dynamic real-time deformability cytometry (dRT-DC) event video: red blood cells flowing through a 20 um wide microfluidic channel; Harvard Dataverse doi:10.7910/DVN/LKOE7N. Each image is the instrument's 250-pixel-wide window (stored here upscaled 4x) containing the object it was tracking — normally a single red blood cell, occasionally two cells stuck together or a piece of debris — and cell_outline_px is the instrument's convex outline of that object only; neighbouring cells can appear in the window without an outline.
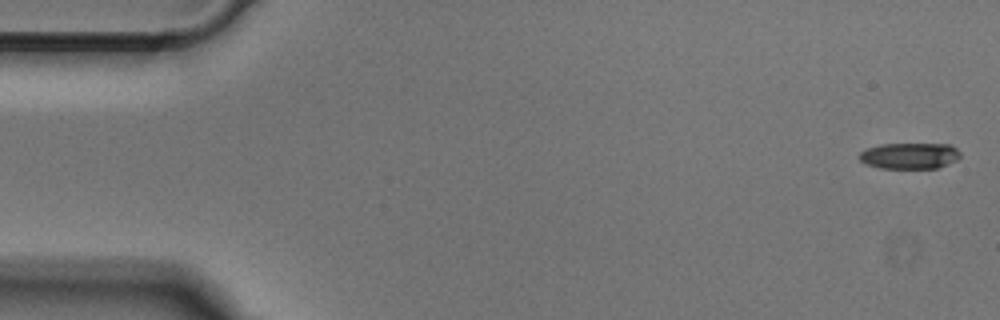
{"species": "Egyptian fruit bat (a non-hibernating species)", "species_latin": "Rousettus aegyptiacus", "temperature_condition": "cold", "stored_images_in_passage": 50, "camera_frame_rate_fps": 3000, "um_per_image_px": 0.085, "animal": {"sex": "male"}, "frame": {"image": 1, "passage_image": 1, "time_ms": 0.0, "image_size_px": [1000, 320], "cell_outline_px": [[960, 156], [956, 160], [936, 168], [880, 168], [864, 164], [856, 156], [860, 152], [868, 148], [880, 144], [952, 144], [960, 152]], "centroid_in_image_um": [77.28, 13.24], "position_along_channel_um": 7.7, "area_um2": 15.43}}
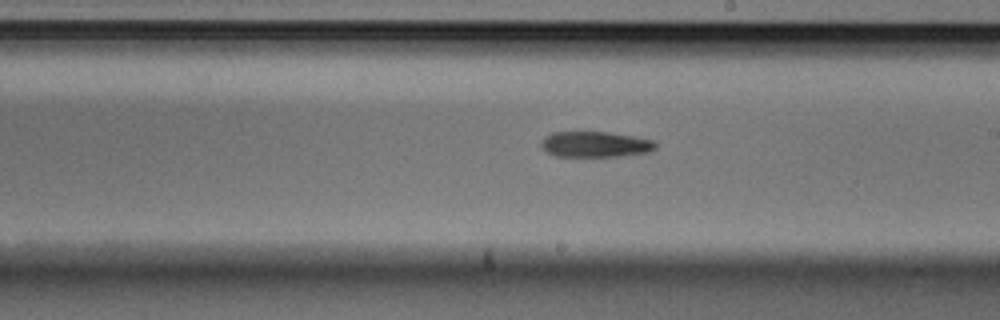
{"frame": {"image": 2, "passage_image": 28, "time_ms": 9.0, "image_size_px": [1000, 320], "cell_outline_px": [[656, 148], [648, 152], [620, 156], [556, 156], [548, 152], [540, 144], [544, 136], [552, 132], [608, 132], [636, 136], [656, 140]], "centroid_in_image_um": [50.63, 12.25], "position_along_channel_um": 238.4, "area_um2": 17.17}}
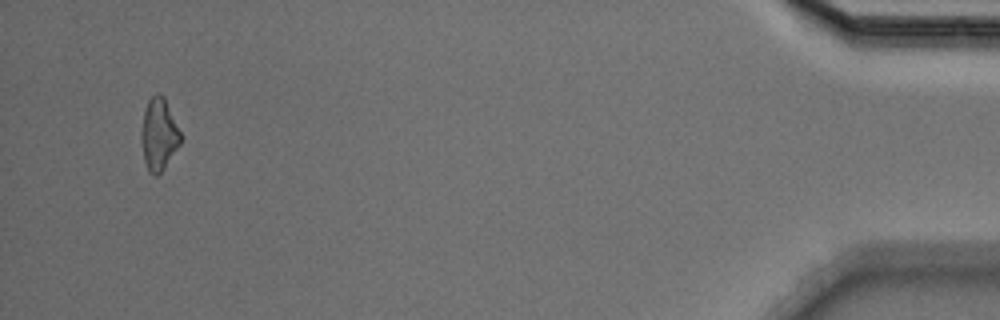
{"frame": {"image": 3, "passage_image": 48, "time_ms": 15.667, "image_size_px": [1000, 320], "cell_outline_px": [[180, 144], [164, 168], [156, 176], [148, 172], [144, 160], [140, 136], [140, 132], [144, 112], [148, 100], [156, 92], [164, 96], [180, 132]], "centroid_in_image_um": [13.47, 11.42], "position_along_channel_um": 421.7, "area_um2": 16.36}}